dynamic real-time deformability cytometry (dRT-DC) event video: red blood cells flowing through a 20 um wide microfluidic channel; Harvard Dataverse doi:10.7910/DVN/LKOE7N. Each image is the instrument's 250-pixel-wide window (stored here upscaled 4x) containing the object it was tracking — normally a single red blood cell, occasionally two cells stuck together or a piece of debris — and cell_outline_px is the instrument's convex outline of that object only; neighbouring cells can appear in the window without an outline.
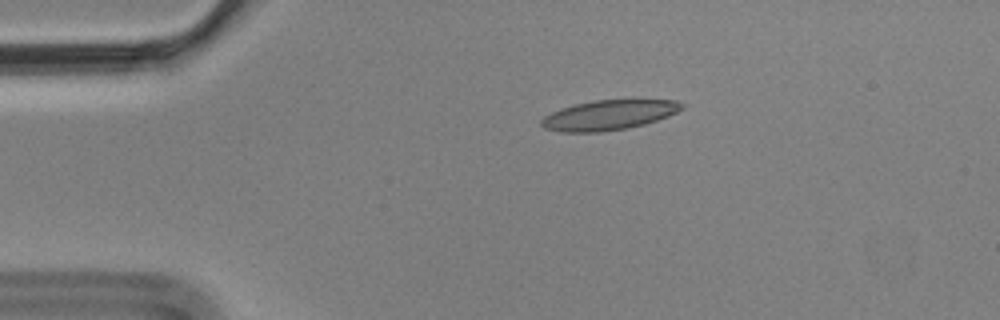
{"species": "Egyptian fruit bat (a non-hibernating species)", "species_latin": "Rousettus aegyptiacus", "temperature_condition": "cold", "stored_images_in_passage": 3, "camera_frame_rate_fps": 3000, "um_per_image_px": 0.085, "animal": {"sex": "male"}, "frame": {"image": 1, "passage_image": 1, "time_ms": 0.0, "image_size_px": [1000, 320], "cell_outline_px": [[684, 108], [668, 116], [644, 124], [628, 128], [600, 132], [560, 132], [544, 128], [540, 124], [540, 120], [544, 116], [560, 108], [576, 104], [596, 100], [676, 100], [684, 104]], "centroid_in_image_um": [51.73, 9.78], "position_along_channel_um": 33.3, "area_um2": 24.39}}